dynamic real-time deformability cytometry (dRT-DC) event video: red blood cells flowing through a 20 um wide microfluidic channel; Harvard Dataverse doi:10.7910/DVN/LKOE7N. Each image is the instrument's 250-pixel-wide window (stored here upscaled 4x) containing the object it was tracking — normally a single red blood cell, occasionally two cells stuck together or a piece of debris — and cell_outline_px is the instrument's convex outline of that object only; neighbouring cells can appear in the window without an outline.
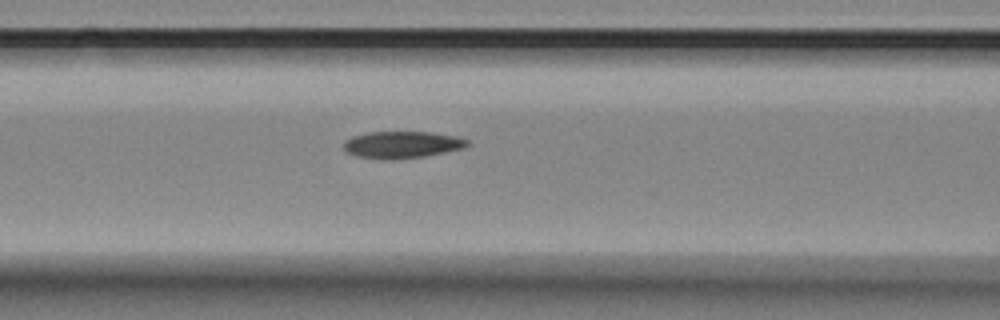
{"species": "Egyptian fruit bat (a non-hibernating species)", "species_latin": "Rousettus aegyptiacus", "temperature_condition": "room temperature", "stored_images_in_passage": 6, "camera_frame_rate_fps": 3000, "um_per_image_px": 0.085, "animal": {"sex": "female"}, "frame": {"image": 1, "passage_image": 5, "time_ms": 1.333, "image_size_px": [1000, 320], "cell_outline_px": [[468, 144], [464, 148], [424, 156], [392, 160], [384, 160], [356, 156], [348, 152], [344, 148], [344, 140], [352, 136], [368, 132], [432, 132], [456, 136], [468, 140]], "centroid_in_image_um": [34.15, 12.3], "position_along_channel_um": 132.5, "area_um2": 19.42}}